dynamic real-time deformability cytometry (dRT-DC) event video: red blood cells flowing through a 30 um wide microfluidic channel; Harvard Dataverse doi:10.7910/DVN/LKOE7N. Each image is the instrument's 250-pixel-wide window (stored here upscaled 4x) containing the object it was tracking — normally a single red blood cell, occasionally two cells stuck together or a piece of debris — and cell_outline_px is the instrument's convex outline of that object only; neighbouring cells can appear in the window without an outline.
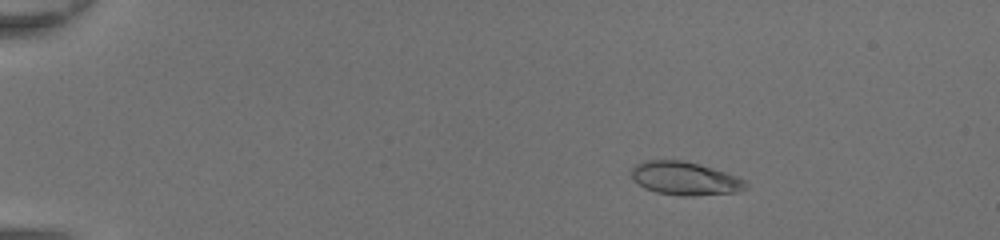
{"species": "common noctule bat (a hibernating species)", "species_latin": "Nyctalus noctula", "temperature_condition": "room temperature", "stored_images_in_passage": 50, "camera_frame_rate_fps": 3000, "um_per_image_px": 0.085, "animal": {"sex": "female", "body_mass_g": 20.0, "forearm_length_mm": 54.0}, "frame": {"image": 1, "passage_image": 10, "time_ms": 3.0, "image_size_px": [1000, 240], "cell_outline_px": [[748, 188], [736, 192], [692, 196], [680, 196], [656, 192], [644, 188], [636, 184], [632, 180], [632, 168], [636, 164], [644, 160], [684, 160], [712, 168], [736, 176], [744, 180], [748, 184]], "centroid_in_image_um": [58.19, 15.17], "position_along_channel_um": 26.8, "area_um2": 22.31}}
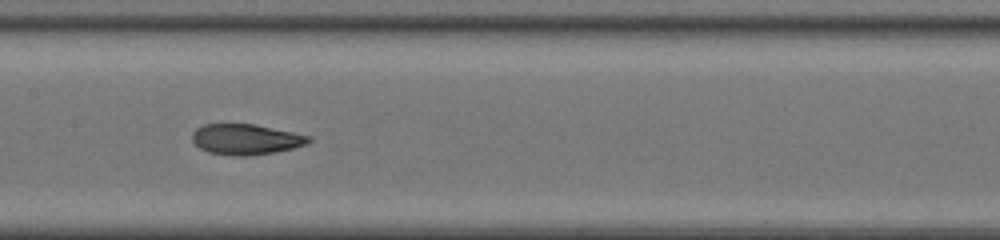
{"frame": {"image": 2, "passage_image": 28, "time_ms": 9.0, "image_size_px": [1000, 240], "cell_outline_px": [[312, 140], [308, 144], [292, 148], [272, 152], [248, 156], [232, 156], [208, 152], [200, 148], [192, 140], [192, 132], [196, 128], [204, 124], [256, 124], [312, 136]], "centroid_in_image_um": [20.91, 11.84], "position_along_channel_um": 186.5, "area_um2": 20.87}}
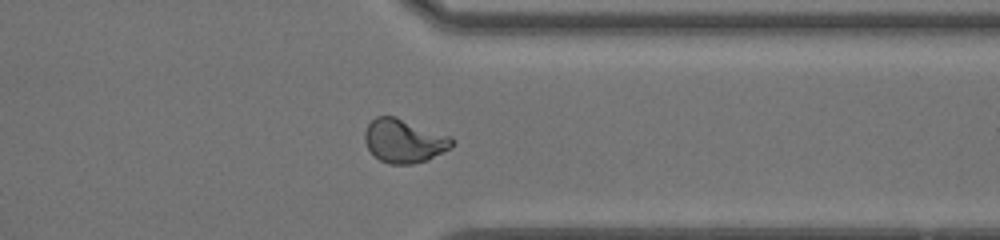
{"frame": {"image": 3, "passage_image": 41, "time_ms": 13.333, "image_size_px": [1000, 240], "cell_outline_px": [[456, 144], [428, 160], [412, 164], [388, 164], [380, 160], [368, 148], [364, 140], [364, 132], [368, 124], [376, 116], [396, 116], [452, 136], [456, 140]], "centroid_in_image_um": [34.38, 11.96], "position_along_channel_um": 377.0, "area_um2": 22.43}, "authors_computed_cell_mechanics": {"area_um2": 21.8484, "velocity_mm_per_s": 4.425, "shape_relaxation_time_tau1_ms": 4.6541, "shape_relaxation_time_tau2_ms": 1.2167, "deformation_change_tau1": 0.2054, "deformation_change_tau2": 0.0622}}